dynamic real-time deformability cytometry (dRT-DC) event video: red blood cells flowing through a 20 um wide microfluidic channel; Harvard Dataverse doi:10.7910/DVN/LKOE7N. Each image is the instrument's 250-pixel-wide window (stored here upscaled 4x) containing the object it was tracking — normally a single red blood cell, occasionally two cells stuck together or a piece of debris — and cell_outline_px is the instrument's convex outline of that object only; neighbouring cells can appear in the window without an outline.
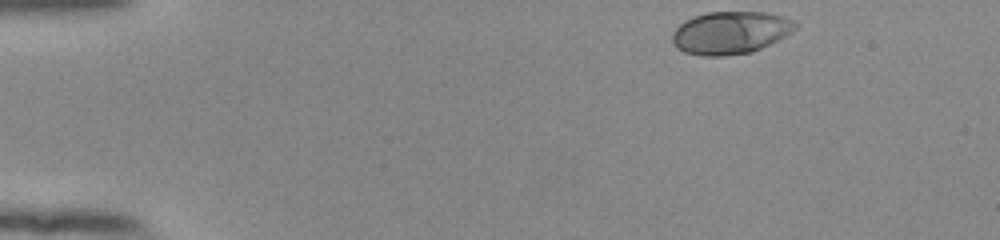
{"species": "human", "species_latin": "Homo sapiens", "temperature_condition": "room temperature", "stored_images_in_passage": 47, "camera_frame_rate_fps": 3000, "um_per_image_px": 0.085, "donor": {"sex": "female"}, "frame": {"image": 1, "passage_image": 1, "time_ms": 0.0, "image_size_px": [1000, 240], "cell_outline_px": [[796, 28], [784, 36], [752, 52], [724, 56], [700, 56], [684, 52], [676, 48], [672, 44], [672, 32], [684, 20], [692, 16], [708, 12], [764, 12], [784, 16], [796, 20]], "centroid_in_image_um": [62.04, 2.77], "position_along_channel_um": 23.0, "area_um2": 30.69}}
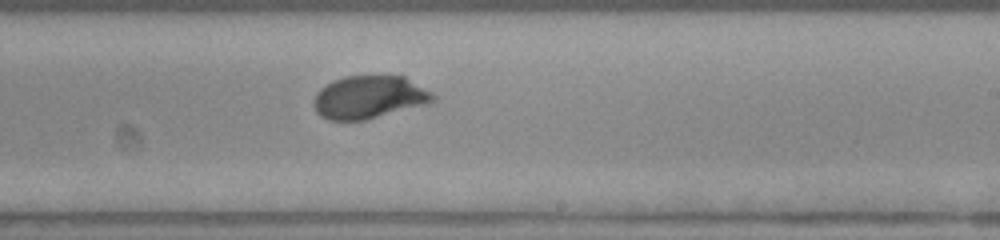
{"frame": {"image": 2, "passage_image": 27, "time_ms": 8.667, "image_size_px": [1000, 240], "cell_outline_px": [[436, 100], [428, 104], [364, 120], [328, 120], [320, 116], [316, 112], [312, 104], [312, 100], [316, 92], [320, 88], [332, 80], [344, 76], [404, 76], [432, 92], [436, 96]], "centroid_in_image_um": [31.35, 8.26], "position_along_channel_um": 257.7, "area_um2": 30.06}}
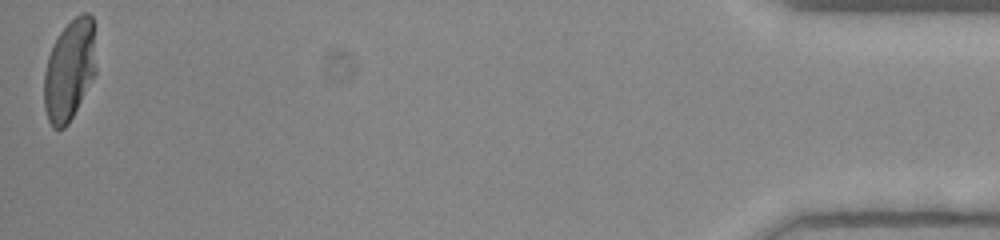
{"frame": {"image": 3, "passage_image": 47, "time_ms": 15.333, "image_size_px": [1000, 240], "cell_outline_px": [[96, 72], [68, 124], [64, 128], [52, 128], [48, 120], [44, 108], [44, 72], [48, 56], [60, 32], [76, 16], [84, 12], [88, 12], [92, 16], [96, 24]], "centroid_in_image_um": [5.94, 5.91], "position_along_channel_um": 429.3, "area_um2": 30.87}, "authors_computed_cell_mechanics": {"area_um2": 30.056, "velocity_mm_per_s": 3.8606, "shape_relaxation_time_tau1_ms": 2.7179, "shape_relaxation_time_tau2_ms": null, "deformation_change_tau1": 0.17, "deformation_change_tau2": null}}